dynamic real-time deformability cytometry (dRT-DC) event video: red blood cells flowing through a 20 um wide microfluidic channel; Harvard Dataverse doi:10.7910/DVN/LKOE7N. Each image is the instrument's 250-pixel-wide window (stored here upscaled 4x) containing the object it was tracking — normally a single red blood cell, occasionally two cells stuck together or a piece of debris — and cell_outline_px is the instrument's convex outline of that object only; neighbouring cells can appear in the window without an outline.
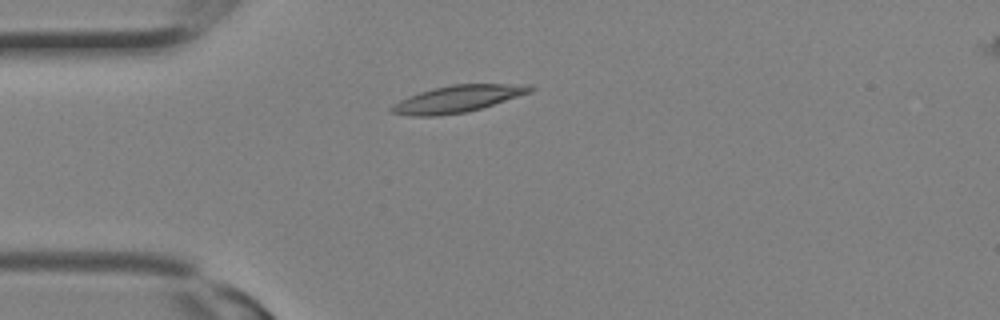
{"species": "Egyptian fruit bat (a non-hibernating species)", "species_latin": "Rousettus aegyptiacus", "temperature_condition": "room temperature", "stored_images_in_passage": 9, "camera_frame_rate_fps": 3000, "um_per_image_px": 0.085, "animal": {"sex": "female"}, "frame": {"image": 1, "passage_image": 6, "time_ms": 1.667, "image_size_px": [1000, 320], "cell_outline_px": [[536, 88], [532, 92], [480, 108], [464, 112], [436, 116], [412, 116], [392, 112], [388, 108], [392, 104], [408, 96], [432, 88], [452, 84], [528, 84]], "centroid_in_image_um": [38.89, 8.39], "position_along_channel_um": 46.1, "area_um2": 21.62}}
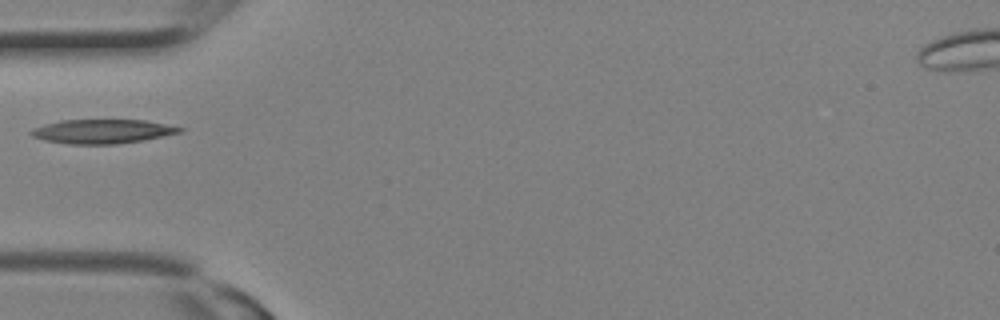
{"frame": {"image": 2, "passage_image": 8, "time_ms": 2.333, "image_size_px": [1000, 320], "cell_outline_px": [[184, 128], [180, 132], [144, 140], [116, 144], [68, 144], [44, 140], [32, 136], [28, 132], [44, 124], [60, 120], [144, 120]], "centroid_in_image_um": [8.66, 11.17], "position_along_channel_um": 76.3, "area_um2": 20.69}}